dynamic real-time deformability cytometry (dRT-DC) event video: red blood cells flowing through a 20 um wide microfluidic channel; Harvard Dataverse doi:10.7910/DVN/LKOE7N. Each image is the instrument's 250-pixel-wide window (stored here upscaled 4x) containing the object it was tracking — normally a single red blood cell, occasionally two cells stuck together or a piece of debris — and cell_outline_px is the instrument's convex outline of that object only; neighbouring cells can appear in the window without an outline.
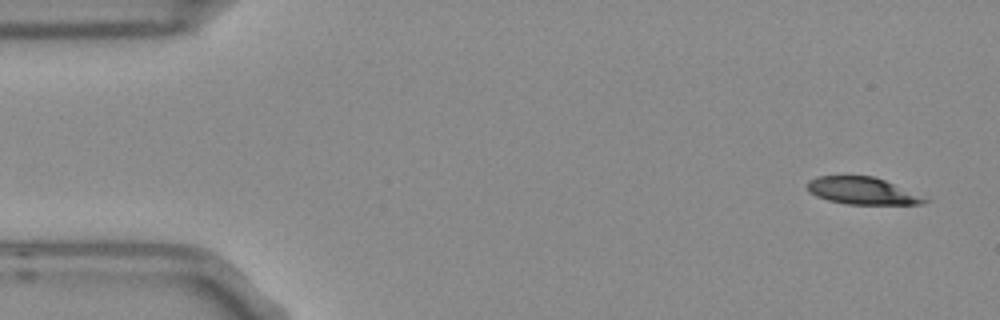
{"species": "Egyptian fruit bat (a non-hibernating species)", "species_latin": "Rousettus aegyptiacus", "temperature_condition": "room temperature", "stored_images_in_passage": 6, "camera_frame_rate_fps": 3000, "um_per_image_px": 0.085, "frame": {"image": 1, "passage_image": 1, "time_ms": 0.0, "image_size_px": [1000, 320], "cell_outline_px": [[932, 200], [924, 204], [844, 204], [828, 200], [816, 196], [808, 192], [804, 184], [808, 180], [816, 176], [872, 176], [884, 180]], "centroid_in_image_um": [73.23, 16.22], "position_along_channel_um": 11.8, "area_um2": 18.67}}
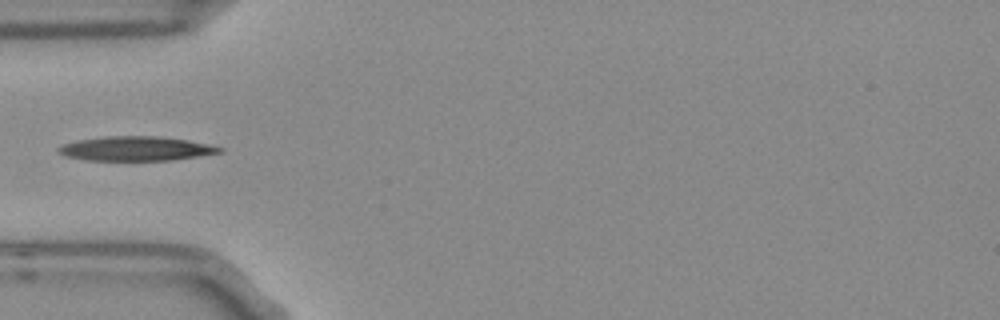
{"frame": {"image": 2, "passage_image": 5, "time_ms": 1.333, "image_size_px": [1000, 320], "cell_outline_px": [[224, 148], [220, 152], [172, 160], [88, 160], [64, 156], [56, 148], [64, 144], [80, 140], [104, 136], [156, 136], [188, 140], [208, 144]], "centroid_in_image_um": [11.54, 12.63], "position_along_channel_um": 73.5, "area_um2": 22.54}}
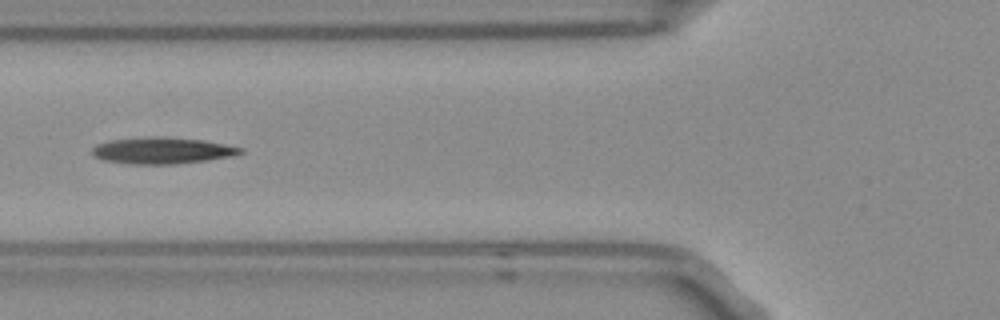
{"frame": {"image": 3, "passage_image": 6, "time_ms": 1.667, "image_size_px": [1000, 320], "cell_outline_px": [[244, 152], [232, 156], [208, 160], [176, 164], [128, 164], [104, 160], [96, 156], [92, 152], [92, 148], [96, 144], [112, 140], [152, 136], [160, 136], [204, 140], [244, 148]], "centroid_in_image_um": [13.82, 12.8], "position_along_channel_um": 112.0, "area_um2": 22.89}}